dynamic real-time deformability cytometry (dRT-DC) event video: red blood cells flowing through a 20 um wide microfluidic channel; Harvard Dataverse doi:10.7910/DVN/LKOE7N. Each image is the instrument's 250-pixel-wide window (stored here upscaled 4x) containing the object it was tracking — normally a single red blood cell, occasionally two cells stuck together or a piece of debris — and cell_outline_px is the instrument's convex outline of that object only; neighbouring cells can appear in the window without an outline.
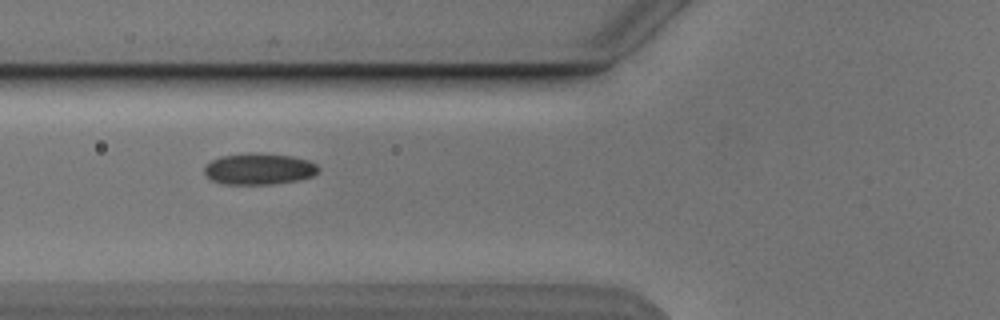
{"species": "Egyptian fruit bat (a non-hibernating species)", "species_latin": "Rousettus aegyptiacus", "temperature_condition": "cold", "stored_images_in_passage": 7, "camera_frame_rate_fps": 3000, "um_per_image_px": 0.085, "animal": {"sex": "male"}, "frame": {"image": 1, "passage_image": 6, "time_ms": 6.667, "image_size_px": [1000, 320], "cell_outline_px": [[320, 172], [312, 176], [296, 180], [272, 184], [224, 184], [212, 180], [204, 172], [204, 164], [220, 156], [248, 152], [260, 152], [292, 156], [308, 160], [316, 164], [320, 168]], "centroid_in_image_um": [22.01, 14.34], "position_along_channel_um": 103.8, "area_um2": 21.1}}